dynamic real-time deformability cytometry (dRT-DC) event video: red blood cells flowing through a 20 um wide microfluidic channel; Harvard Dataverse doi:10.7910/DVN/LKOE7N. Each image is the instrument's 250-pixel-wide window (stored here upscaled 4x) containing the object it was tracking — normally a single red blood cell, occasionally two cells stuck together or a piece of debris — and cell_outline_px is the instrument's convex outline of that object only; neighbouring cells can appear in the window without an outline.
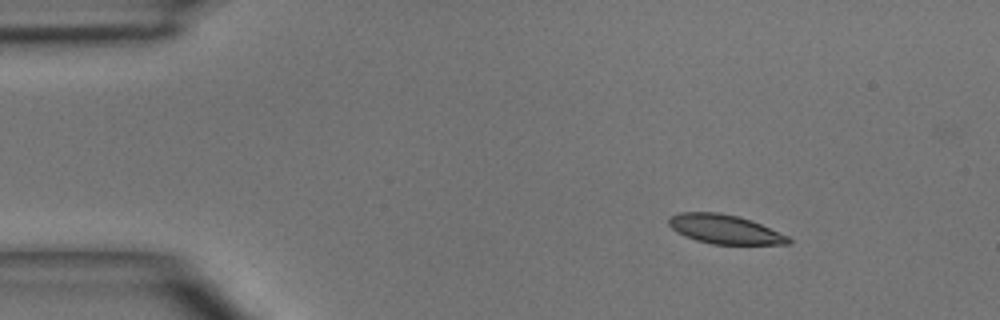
{"species": "common noctule bat (a hibernating species)", "species_latin": "Nyctalus noctula", "temperature_condition": "room temperature", "stored_images_in_passage": 3, "camera_frame_rate_fps": 3000, "um_per_image_px": 0.085, "animal": {"sex": "male", "body_mass_g": 15.6}, "frame": {"image": 1, "passage_image": 1, "time_ms": 0.0, "image_size_px": [1000, 320], "cell_outline_px": [[792, 244], [712, 244], [696, 240], [684, 236], [676, 232], [668, 224], [668, 216], [680, 212], [720, 212], [740, 216], [752, 220], [788, 236], [792, 240]], "centroid_in_image_um": [61.58, 19.47], "position_along_channel_um": 23.4, "area_um2": 20.52}}
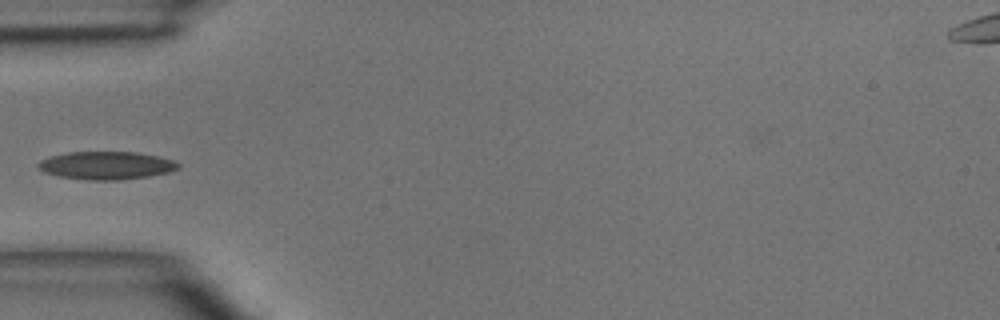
{"frame": {"image": 2, "passage_image": 3, "time_ms": 3.0, "image_size_px": [1000, 320], "cell_outline_px": [[180, 168], [168, 172], [148, 176], [120, 180], [88, 180], [56, 176], [44, 172], [36, 164], [40, 160], [52, 156], [68, 152], [136, 152], [156, 156], [172, 160], [180, 164]], "centroid_in_image_um": [9.02, 14.07], "position_along_channel_um": 76.0, "area_um2": 22.72}}